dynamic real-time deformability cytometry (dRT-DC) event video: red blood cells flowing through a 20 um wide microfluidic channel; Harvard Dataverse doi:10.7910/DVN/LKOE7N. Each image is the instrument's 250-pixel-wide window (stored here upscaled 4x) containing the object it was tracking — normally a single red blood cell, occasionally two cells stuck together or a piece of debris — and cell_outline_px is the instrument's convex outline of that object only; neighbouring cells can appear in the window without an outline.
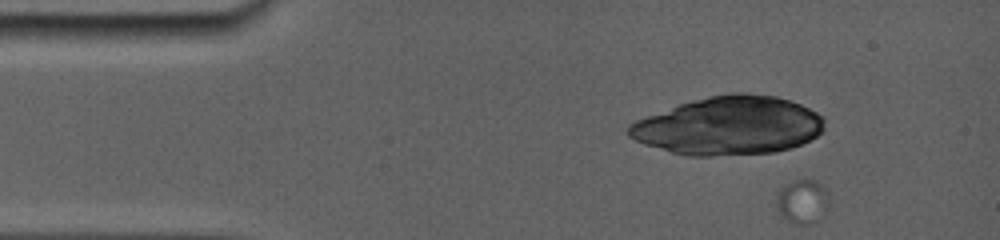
{"species": "common noctule bat (a hibernating species)", "species_latin": "Nyctalus noctula", "temperature_condition": "room temperature", "stored_images_in_passage": 19, "camera_frame_rate_fps": 5000, "um_per_image_px": 0.085, "animal": {"sex": "female", "body_mass_g": 19.0, "forearm_length_mm": 56.7}, "frame": {"image": 1, "passage_image": 1, "time_ms": 0.0, "image_size_px": [1000, 240], "cell_outline_px": [[832, 204], [824, 216], [812, 224], [796, 224], [784, 220], [776, 208], [776, 196], [784, 188], [796, 180], [812, 180], [828, 196]], "centroid_in_image_um": [68.22, 17.22], "position_along_channel_um": 16.8, "area_um2": 13.35}}